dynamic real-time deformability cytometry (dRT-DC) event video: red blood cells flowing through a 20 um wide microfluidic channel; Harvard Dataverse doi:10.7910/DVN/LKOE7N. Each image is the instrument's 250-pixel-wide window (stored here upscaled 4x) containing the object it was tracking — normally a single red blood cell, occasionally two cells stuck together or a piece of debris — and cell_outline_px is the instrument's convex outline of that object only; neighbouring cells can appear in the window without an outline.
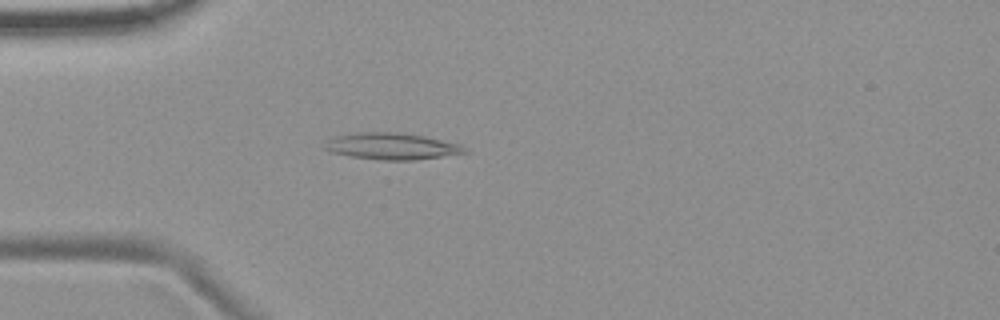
{"species": "common noctule bat (a hibernating species)", "species_latin": "Nyctalus noctula", "temperature_condition": "room temperature", "stored_images_in_passage": 1, "camera_frame_rate_fps": 3000, "um_per_image_px": 0.085, "animal": {"sex": "female", "body_mass_g": 19.9}, "frame": {"image": 1, "passage_image": 1, "time_ms": 0.0, "image_size_px": [1000, 320], "cell_outline_px": [[468, 152], [412, 160], [380, 160], [352, 156], [332, 152], [324, 148], [328, 140], [332, 136], [356, 132], [396, 132], [424, 136], [460, 144]], "centroid_in_image_um": [33.25, 12.42], "position_along_channel_um": 51.7, "area_um2": 21.39}}